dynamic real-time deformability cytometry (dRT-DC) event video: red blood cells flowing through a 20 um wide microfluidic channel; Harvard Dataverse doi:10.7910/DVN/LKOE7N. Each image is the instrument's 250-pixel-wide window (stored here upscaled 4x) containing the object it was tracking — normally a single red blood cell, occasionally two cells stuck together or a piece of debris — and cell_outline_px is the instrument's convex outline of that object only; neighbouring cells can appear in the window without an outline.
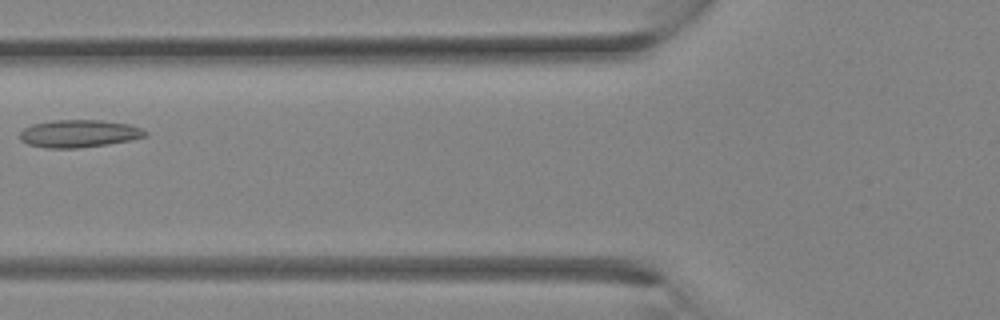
{"species": "Egyptian fruit bat (a non-hibernating species)", "species_latin": "Rousettus aegyptiacus", "temperature_condition": "room temperature", "stored_images_in_passage": 25, "camera_frame_rate_fps": 3000, "um_per_image_px": 0.085, "animal": {"sex": "female"}, "frame": {"image": 1, "passage_image": 5, "time_ms": 1.333, "image_size_px": [1000, 320], "cell_outline_px": [[148, 136], [108, 144], [80, 148], [44, 148], [28, 144], [20, 140], [20, 132], [24, 128], [32, 124], [56, 120], [100, 120], [128, 124], [140, 128], [148, 132]], "centroid_in_image_um": [6.7, 11.36], "position_along_channel_um": 119.1, "area_um2": 20.11}}
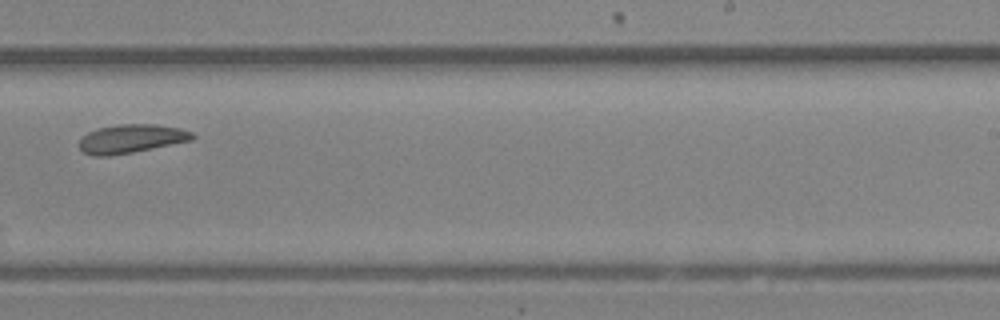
{"frame": {"image": 2, "passage_image": 13, "time_ms": 4.0, "image_size_px": [1000, 320], "cell_outline_px": [[196, 136], [192, 140], [132, 152], [108, 156], [96, 156], [84, 152], [80, 148], [80, 140], [88, 132], [96, 128], [116, 124], [156, 124], [180, 128], [192, 132]], "centroid_in_image_um": [11.16, 11.77], "position_along_channel_um": 277.8, "area_um2": 18.79}}
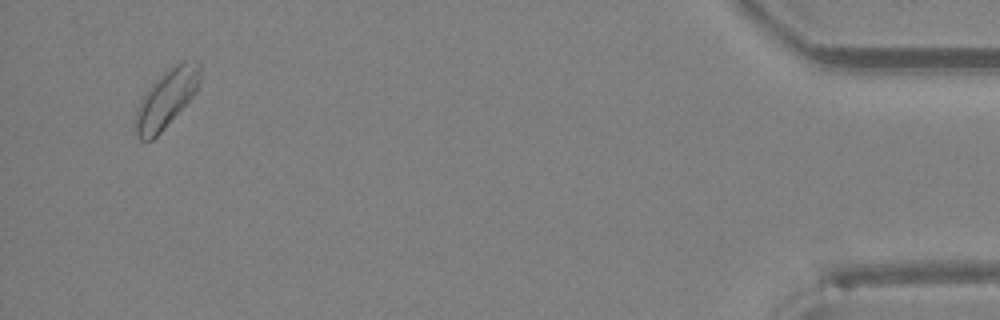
{"frame": {"image": 3, "passage_image": 24, "time_ms": 7.667, "image_size_px": [1000, 320], "cell_outline_px": [[200, 80], [196, 92], [164, 128], [152, 140], [140, 140], [136, 136], [136, 112], [140, 100], [148, 88], [164, 72], [180, 60], [200, 60]], "centroid_in_image_um": [14.16, 8.34], "position_along_channel_um": 421.0, "area_um2": 21.62}}